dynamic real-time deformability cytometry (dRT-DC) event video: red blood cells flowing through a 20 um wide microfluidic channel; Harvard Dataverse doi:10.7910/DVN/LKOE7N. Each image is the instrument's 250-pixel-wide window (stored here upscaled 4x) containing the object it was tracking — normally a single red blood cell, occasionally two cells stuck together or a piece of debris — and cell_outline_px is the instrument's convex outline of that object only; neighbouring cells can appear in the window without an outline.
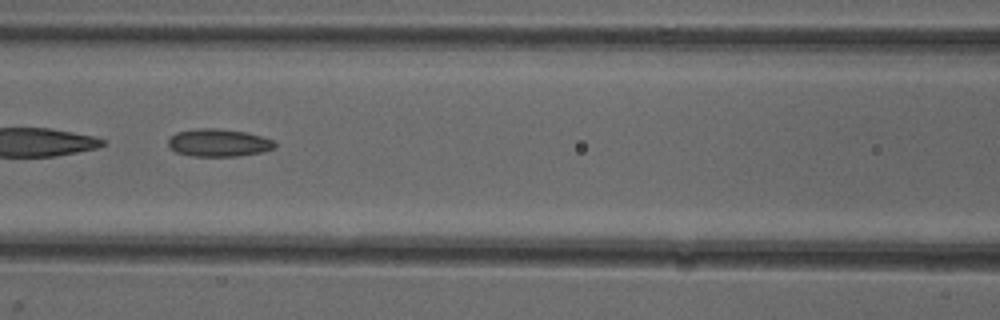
{"species": "common noctule bat (a hibernating species)", "species_latin": "Nyctalus noctula", "temperature_condition": "cold", "stored_images_in_passage": 48, "camera_frame_rate_fps": 3000, "um_per_image_px": 0.085, "animal": {"sex": "female"}, "frame": {"image": 1, "passage_image": 21, "time_ms": 6.667, "image_size_px": [1000, 320], "cell_outline_px": [[276, 148], [260, 152], [236, 156], [192, 156], [176, 152], [168, 144], [168, 140], [176, 132], [196, 128], [216, 128], [244, 132], [260, 136], [272, 140], [276, 144]], "centroid_in_image_um": [18.56, 12.13], "position_along_channel_um": 148.0, "area_um2": 16.99}, "authors_computed_cell_mechanics": {"area_um2": 17.4845, "velocity_mm_per_s": 4.0527, "shape_relaxation_time_tau1_ms": null, "shape_relaxation_time_tau2_ms": 4.6147, "deformation_change_tau1": null, "deformation_change_tau2": 0.1369}}